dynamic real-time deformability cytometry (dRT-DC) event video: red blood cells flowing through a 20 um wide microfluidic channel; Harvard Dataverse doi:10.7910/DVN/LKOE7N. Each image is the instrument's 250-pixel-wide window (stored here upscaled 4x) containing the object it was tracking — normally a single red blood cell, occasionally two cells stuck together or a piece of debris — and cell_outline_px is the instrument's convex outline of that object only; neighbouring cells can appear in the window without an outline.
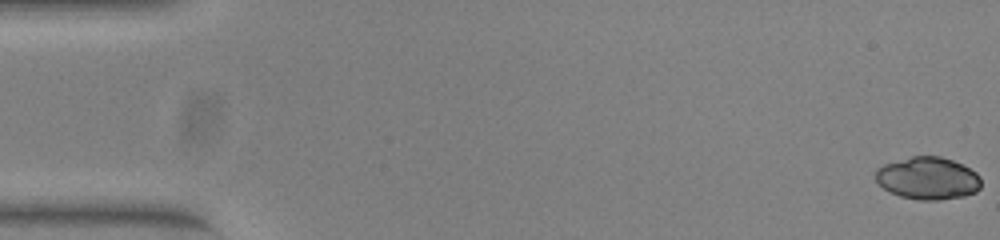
{"species": "common noctule bat (a hibernating species)", "species_latin": "Nyctalus noctula", "temperature_condition": "warm", "stored_images_in_passage": 54, "camera_frame_rate_fps": 3000, "um_per_image_px": 0.085, "animal": {"sex": "female", "body_mass_g": 23.0, "forearm_length_mm": 53.4}, "frame": {"image": 1, "passage_image": 1, "time_ms": 0.0, "image_size_px": [1000, 240], "cell_outline_px": [[980, 188], [976, 192], [964, 196], [940, 200], [920, 200], [900, 196], [884, 188], [876, 180], [876, 168], [884, 164], [912, 156], [940, 156], [952, 160], [976, 172], [980, 176]], "centroid_in_image_um": [78.88, 15.15], "position_along_channel_um": 6.1, "area_um2": 25.95}}
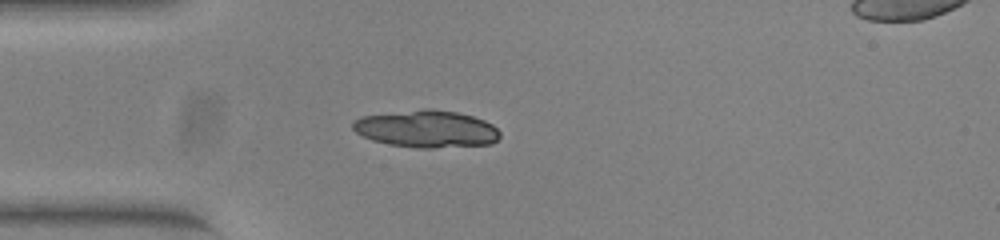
{"frame": {"image": 2, "passage_image": 15, "time_ms": 4.667, "image_size_px": [1000, 240], "cell_outline_px": [[500, 136], [492, 144], [432, 148], [416, 148], [388, 144], [372, 140], [356, 132], [352, 128], [352, 124], [356, 120], [364, 116], [424, 108], [432, 108], [456, 112], [472, 116], [484, 120], [492, 124], [500, 132]], "centroid_in_image_um": [36.28, 10.96], "position_along_channel_um": 48.7, "area_um2": 31.85}}